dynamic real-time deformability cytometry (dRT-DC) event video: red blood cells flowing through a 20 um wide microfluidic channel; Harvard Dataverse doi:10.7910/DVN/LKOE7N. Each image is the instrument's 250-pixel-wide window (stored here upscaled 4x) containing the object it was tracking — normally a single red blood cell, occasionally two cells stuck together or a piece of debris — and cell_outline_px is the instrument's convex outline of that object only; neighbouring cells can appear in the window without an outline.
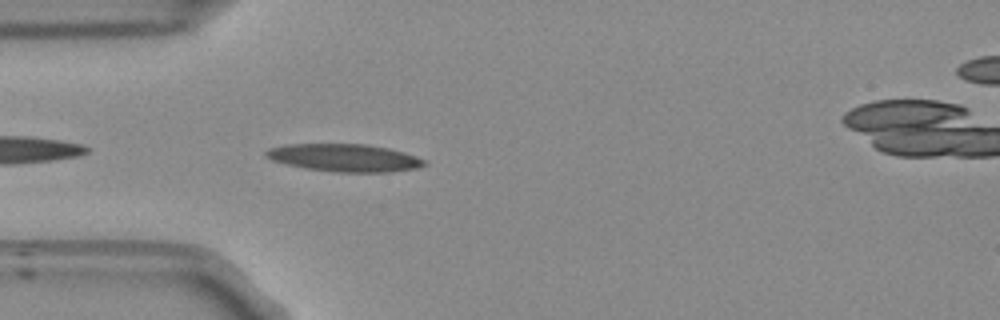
{"species": "Egyptian fruit bat (a non-hibernating species)", "species_latin": "Rousettus aegyptiacus", "temperature_condition": "room temperature", "stored_images_in_passage": 41, "camera_frame_rate_fps": 3000, "um_per_image_px": 0.085, "frame": {"image": 1, "passage_image": 2, "time_ms": 0.333, "image_size_px": [1000, 320], "cell_outline_px": [[428, 164], [416, 168], [388, 172], [336, 172], [308, 168], [288, 164], [272, 160], [264, 156], [264, 152], [268, 148], [284, 144], [368, 144], [388, 148], [404, 152], [428, 160]], "centroid_in_image_um": [29.3, 13.4], "position_along_channel_um": 55.7, "area_um2": 25.55}}
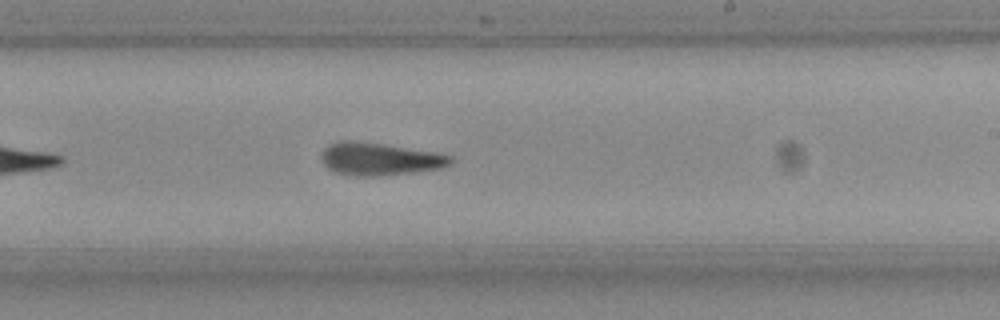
{"frame": {"image": 2, "passage_image": 18, "time_ms": 5.667, "image_size_px": [1000, 320], "cell_outline_px": [[452, 164], [440, 168], [416, 172], [376, 176], [360, 176], [336, 172], [328, 168], [324, 164], [320, 156], [320, 152], [328, 144], [340, 140], [352, 140], [436, 152], [452, 156]], "centroid_in_image_um": [32.25, 13.51], "position_along_channel_um": 256.8, "area_um2": 24.51}}
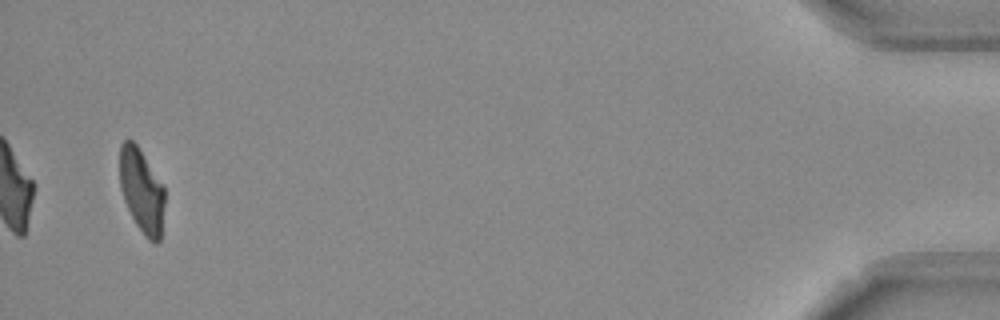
{"frame": {"image": 3, "passage_image": 38, "time_ms": 12.333, "image_size_px": [1000, 320], "cell_outline_px": [[164, 204], [160, 240], [156, 244], [148, 240], [136, 224], [124, 200], [120, 188], [120, 144], [128, 136], [136, 144], [164, 184]], "centroid_in_image_um": [12.04, 16.18], "position_along_channel_um": 423.2, "area_um2": 22.14}, "authors_computed_cell_mechanics": {"area_um2": 24.1604, "velocity_mm_per_s": 3.8298, "shape_relaxation_time_tau1_ms": 5.702, "shape_relaxation_time_tau2_ms": 3.3512, "deformation_change_tau1": 0.2109, "deformation_change_tau2": 0.1419}}